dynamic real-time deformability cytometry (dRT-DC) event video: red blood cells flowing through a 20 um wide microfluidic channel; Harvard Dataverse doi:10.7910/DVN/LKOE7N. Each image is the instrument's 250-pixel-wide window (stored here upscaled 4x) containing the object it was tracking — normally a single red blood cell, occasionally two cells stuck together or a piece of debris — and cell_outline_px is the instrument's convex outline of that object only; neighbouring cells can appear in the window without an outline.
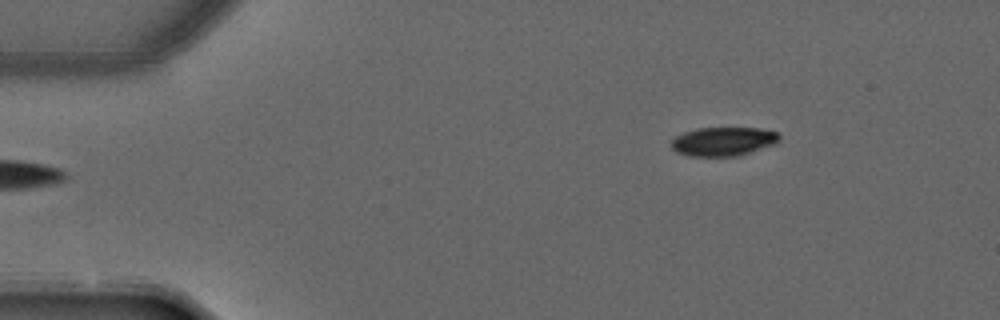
{"species": "common noctule bat (a hibernating species)", "species_latin": "Nyctalus noctula", "temperature_condition": "warm", "stored_images_in_passage": 4, "camera_frame_rate_fps": 3000, "um_per_image_px": 0.085, "animal": {"sex": "male", "forearm_length_mm": 52.5}, "frame": {"image": 1, "passage_image": 1, "time_ms": 0.0, "image_size_px": [1000, 320], "cell_outline_px": [[780, 136], [776, 144], [740, 156], [688, 156], [676, 152], [672, 148], [672, 140], [676, 136], [684, 132], [700, 128], [760, 128], [776, 132]], "centroid_in_image_um": [61.49, 12.03], "position_along_channel_um": 23.5, "area_um2": 18.21}}